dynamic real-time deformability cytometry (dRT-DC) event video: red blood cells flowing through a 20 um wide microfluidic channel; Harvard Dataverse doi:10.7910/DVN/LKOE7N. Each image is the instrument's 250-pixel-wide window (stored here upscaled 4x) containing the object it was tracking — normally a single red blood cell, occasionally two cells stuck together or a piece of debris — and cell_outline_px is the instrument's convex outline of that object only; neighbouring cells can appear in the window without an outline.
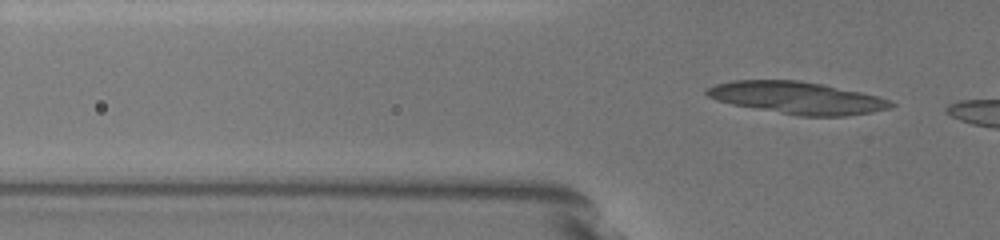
{"species": "common noctule bat (a hibernating species)", "species_latin": "Nyctalus noctula", "temperature_condition": "warm", "stored_images_in_passage": 10, "camera_frame_rate_fps": 3000, "um_per_image_px": 0.085, "animal": {"sex": "female", "body_mass_g": 19.5, "forearm_length_mm": 54.1}, "frame": {"image": 1, "passage_image": 10, "time_ms": 6.0, "image_size_px": [1000, 240], "cell_outline_px": [[896, 104], [892, 108], [872, 112], [844, 116], [796, 116], [732, 104], [716, 100], [708, 96], [704, 92], [704, 88], [716, 84], [732, 80], [796, 80], [824, 84], [860, 92], [892, 100]], "centroid_in_image_um": [67.76, 8.32], "position_along_channel_um": 58.0, "area_um2": 34.74}}